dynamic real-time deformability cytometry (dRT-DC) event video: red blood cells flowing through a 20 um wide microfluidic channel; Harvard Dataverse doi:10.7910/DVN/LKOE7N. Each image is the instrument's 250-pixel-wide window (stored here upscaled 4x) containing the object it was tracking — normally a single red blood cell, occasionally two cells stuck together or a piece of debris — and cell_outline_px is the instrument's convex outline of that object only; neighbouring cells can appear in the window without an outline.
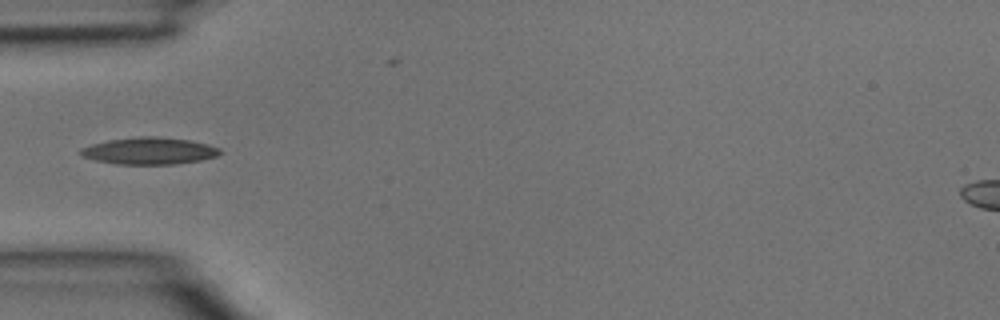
{"species": "common noctule bat (a hibernating species)", "species_latin": "Nyctalus noctula", "temperature_condition": "room temperature", "stored_images_in_passage": 1, "camera_frame_rate_fps": 3000, "um_per_image_px": 0.085, "animal": {"sex": "male", "body_mass_g": 15.6}, "frame": {"image": 1, "passage_image": 1, "time_ms": 0.0, "image_size_px": [1000, 320], "cell_outline_px": [[224, 152], [216, 156], [200, 160], [176, 164], [116, 164], [96, 160], [80, 156], [80, 148], [92, 144], [108, 140], [140, 136], [156, 136], [188, 140], [208, 144], [220, 148]], "centroid_in_image_um": [12.69, 12.82], "position_along_channel_um": 72.3, "area_um2": 21.91}}